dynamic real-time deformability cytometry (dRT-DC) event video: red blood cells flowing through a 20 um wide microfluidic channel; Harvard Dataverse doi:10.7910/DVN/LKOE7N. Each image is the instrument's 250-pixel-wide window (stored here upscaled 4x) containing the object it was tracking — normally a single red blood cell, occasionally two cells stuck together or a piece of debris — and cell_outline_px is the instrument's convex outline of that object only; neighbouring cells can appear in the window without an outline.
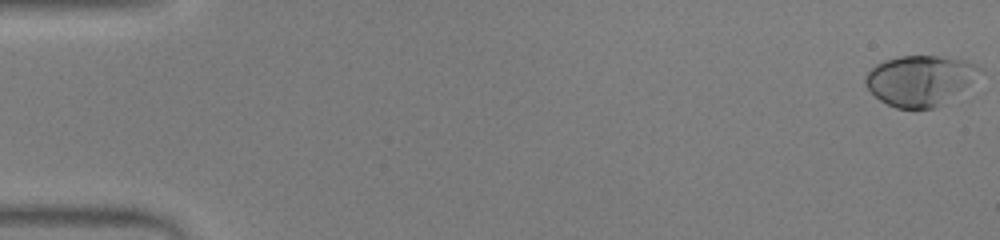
{"species": "human", "species_latin": "Homo sapiens", "temperature_condition": "warm", "stored_images_in_passage": 53, "camera_frame_rate_fps": 3000, "um_per_image_px": 0.085, "donor": {"sex": "male"}, "frame": {"image": 1, "passage_image": 1, "time_ms": 0.0, "image_size_px": [1000, 240], "cell_outline_px": [[984, 68], [968, 84], [936, 108], [896, 108], [880, 100], [864, 84], [864, 76], [876, 64], [884, 60], [900, 56], [936, 56], [964, 60], [976, 64]], "centroid_in_image_um": [78.15, 6.82], "position_along_channel_um": 6.8, "area_um2": 33.0}}
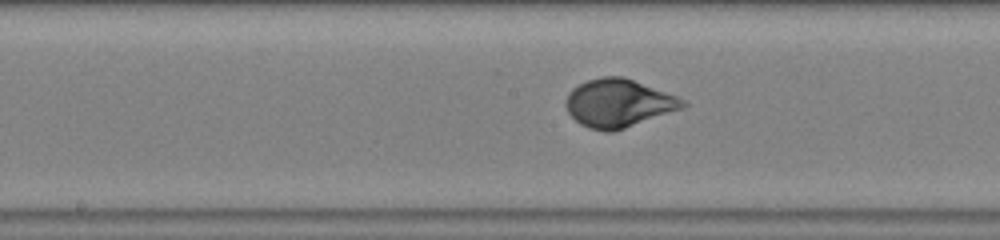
{"frame": {"image": 2, "passage_image": 28, "time_ms": 9.0, "image_size_px": [1000, 240], "cell_outline_px": [[688, 104], [684, 108], [612, 132], [604, 132], [588, 128], [580, 124], [568, 112], [564, 104], [564, 100], [568, 92], [572, 88], [588, 80], [600, 76], [624, 76], [688, 100]], "centroid_in_image_um": [52.57, 8.76], "position_along_channel_um": 195.6, "area_um2": 33.06}}
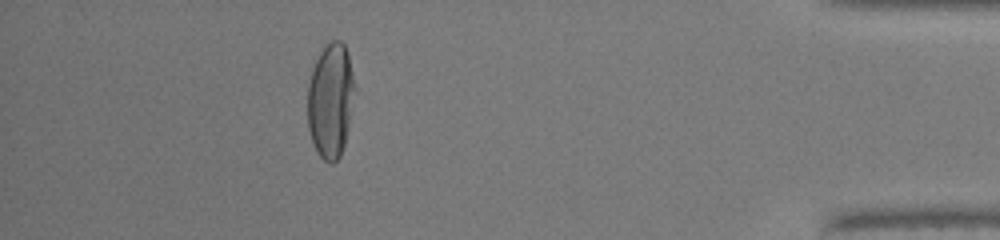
{"frame": {"image": 3, "passage_image": 48, "time_ms": 15.667, "image_size_px": [1000, 240], "cell_outline_px": [[356, 88], [344, 144], [340, 156], [332, 164], [328, 164], [316, 152], [308, 128], [308, 84], [312, 68], [320, 52], [332, 40], [340, 40], [344, 44], [348, 52]], "centroid_in_image_um": [28.1, 8.53], "position_along_channel_um": 407.1, "area_um2": 31.56}, "authors_computed_cell_mechanics": {"area_um2": 32.657, "velocity_mm_per_s": 3.9151, "shape_relaxation_time_tau1_ms": 3.6618, "shape_relaxation_time_tau2_ms": null, "deformation_change_tau1": 0.2183, "deformation_change_tau2": null}}